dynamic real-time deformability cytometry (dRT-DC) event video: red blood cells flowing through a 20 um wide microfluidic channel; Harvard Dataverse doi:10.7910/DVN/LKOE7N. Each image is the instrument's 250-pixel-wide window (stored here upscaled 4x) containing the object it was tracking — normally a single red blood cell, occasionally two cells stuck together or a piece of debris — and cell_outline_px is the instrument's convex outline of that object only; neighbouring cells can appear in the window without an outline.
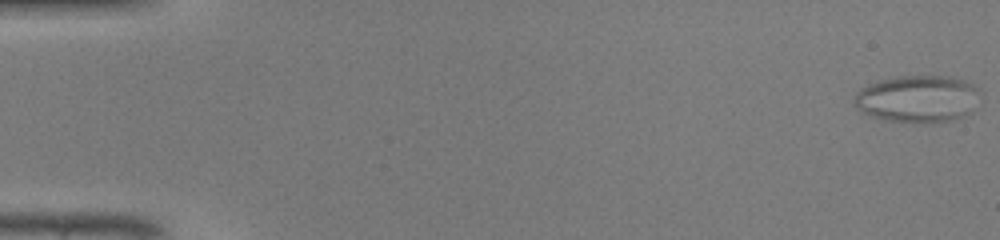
{"species": "common noctule bat (a hibernating species)", "species_latin": "Nyctalus noctula", "temperature_condition": "warm", "stored_images_in_passage": 48, "camera_frame_rate_fps": 3000, "um_per_image_px": 0.085, "animal": {"sex": "male", "body_mass_g": 19.0, "forearm_length_mm": 50.8}, "frame": {"image": 1, "passage_image": 1, "time_ms": 0.0, "image_size_px": [1000, 240], "cell_outline_px": [[976, 88], [972, 112], [964, 116], [952, 120], [888, 120], [872, 116], [860, 112], [852, 104], [852, 100], [856, 92], [860, 88], [868, 84], [880, 80], [896, 76], [956, 76], [972, 84]], "centroid_in_image_um": [77.9, 8.35], "position_along_channel_um": 7.1, "area_um2": 33.81}}
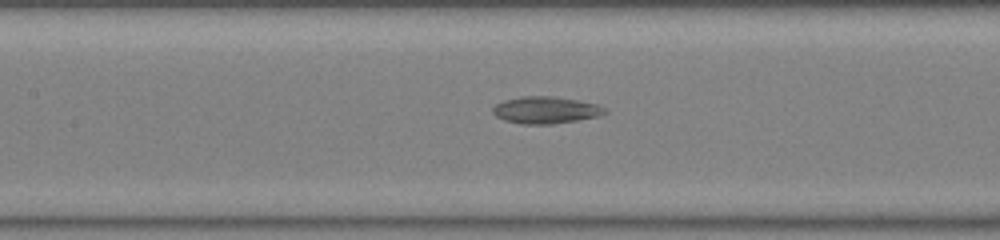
{"frame": {"image": 2, "passage_image": 23, "time_ms": 7.333, "image_size_px": [1000, 240], "cell_outline_px": [[608, 112], [600, 116], [552, 124], [524, 124], [504, 120], [496, 116], [492, 112], [492, 108], [496, 104], [504, 100], [520, 96], [552, 96], [576, 100], [596, 104], [604, 108]], "centroid_in_image_um": [46.36, 9.35], "position_along_channel_um": 161.0, "area_um2": 17.51}}
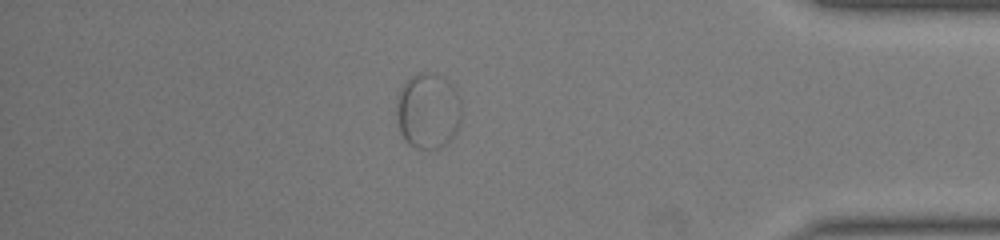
{"frame": {"image": 3, "passage_image": 42, "time_ms": 13.667, "image_size_px": [1000, 240], "cell_outline_px": [[460, 124], [456, 132], [440, 148], [416, 148], [408, 144], [400, 132], [396, 116], [396, 104], [400, 88], [404, 80], [420, 72], [432, 72], [448, 80], [456, 92], [460, 100]], "centroid_in_image_um": [36.35, 9.4], "position_along_channel_um": 398.8, "area_um2": 28.78}}